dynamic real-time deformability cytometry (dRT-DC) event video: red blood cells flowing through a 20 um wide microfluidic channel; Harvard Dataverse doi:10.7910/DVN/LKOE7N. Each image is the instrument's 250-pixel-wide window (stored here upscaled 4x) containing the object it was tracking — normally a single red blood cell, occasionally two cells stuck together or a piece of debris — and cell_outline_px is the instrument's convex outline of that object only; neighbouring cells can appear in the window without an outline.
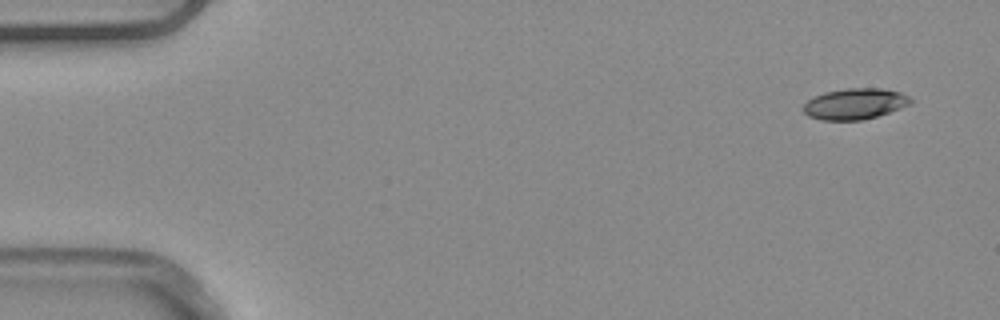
{"species": "common noctule bat (a hibernating species)", "species_latin": "Nyctalus noctula", "temperature_condition": "warm", "stored_images_in_passage": 8, "camera_frame_rate_fps": 3000, "um_per_image_px": 0.085, "animal": {"sex": "male", "body_mass_g": 20.4}, "frame": {"image": 1, "passage_image": 1, "time_ms": 0.0, "image_size_px": [1000, 320], "cell_outline_px": [[912, 100], [908, 104], [900, 108], [876, 116], [860, 120], [820, 120], [808, 116], [804, 112], [804, 104], [812, 96], [824, 92], [848, 88], [880, 88], [900, 92], [908, 96]], "centroid_in_image_um": [72.62, 8.82], "position_along_channel_um": 12.4, "area_um2": 19.19}}
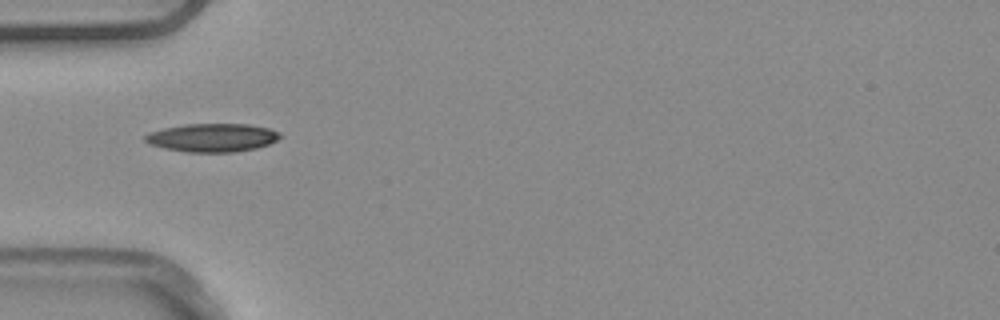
{"frame": {"image": 2, "passage_image": 5, "time_ms": 1.333, "image_size_px": [1000, 320], "cell_outline_px": [[280, 136], [276, 140], [268, 144], [256, 148], [236, 152], [184, 152], [164, 148], [148, 144], [144, 140], [144, 136], [148, 132], [164, 128], [184, 124], [248, 124], [268, 128], [280, 132]], "centroid_in_image_um": [18.0, 11.7], "position_along_channel_um": 67.0, "area_um2": 22.37}}